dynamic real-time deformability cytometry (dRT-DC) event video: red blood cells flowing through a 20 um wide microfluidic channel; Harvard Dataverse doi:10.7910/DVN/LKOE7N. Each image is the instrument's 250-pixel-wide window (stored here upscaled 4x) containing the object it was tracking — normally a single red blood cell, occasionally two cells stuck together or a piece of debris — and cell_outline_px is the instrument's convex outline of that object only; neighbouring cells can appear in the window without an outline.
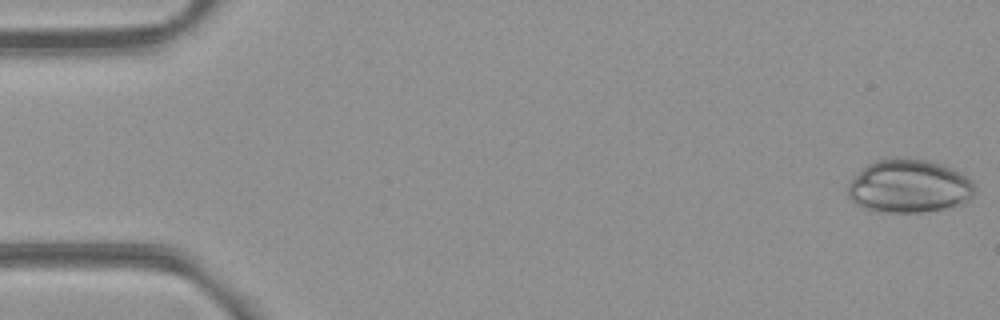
{"species": "common noctule bat (a hibernating species)", "species_latin": "Nyctalus noctula", "temperature_condition": "room temperature", "stored_images_in_passage": 5, "camera_frame_rate_fps": 3000, "um_per_image_px": 0.085, "animal": {"sex": "female", "body_mass_g": 21.9}, "frame": {"image": 1, "passage_image": 1, "time_ms": 0.0, "image_size_px": [1000, 320], "cell_outline_px": [[972, 196], [964, 204], [944, 208], [920, 212], [888, 212], [864, 208], [856, 204], [848, 196], [848, 184], [868, 164], [876, 160], [896, 156], [928, 160], [964, 172], [972, 180]], "centroid_in_image_um": [77.29, 15.8], "position_along_channel_um": 7.7, "area_um2": 39.42}}